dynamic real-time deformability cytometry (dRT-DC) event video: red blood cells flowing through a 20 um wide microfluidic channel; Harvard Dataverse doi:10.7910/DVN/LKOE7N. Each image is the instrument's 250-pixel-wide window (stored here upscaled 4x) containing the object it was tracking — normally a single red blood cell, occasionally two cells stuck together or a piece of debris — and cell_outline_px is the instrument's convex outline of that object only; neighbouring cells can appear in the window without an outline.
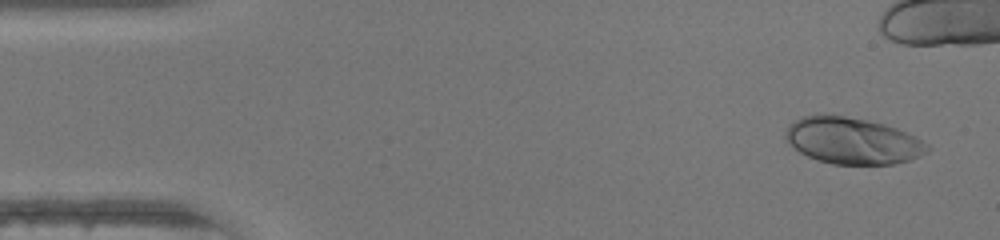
{"species": "human", "species_latin": "Homo sapiens", "temperature_condition": "warm", "stored_images_in_passage": 36, "camera_frame_rate_fps": 3000, "um_per_image_px": 0.085, "donor": {"sex": "female"}, "frame": {"image": 1, "passage_image": 2, "time_ms": 0.333, "image_size_px": [1000, 240], "cell_outline_px": [[932, 148], [928, 152], [908, 160], [892, 164], [832, 164], [816, 160], [800, 152], [784, 136], [784, 132], [788, 124], [804, 116], [844, 116], [868, 120], [884, 124], [896, 128], [916, 136], [928, 144]], "centroid_in_image_um": [72.49, 11.98], "position_along_channel_um": 12.5, "area_um2": 38.09}}
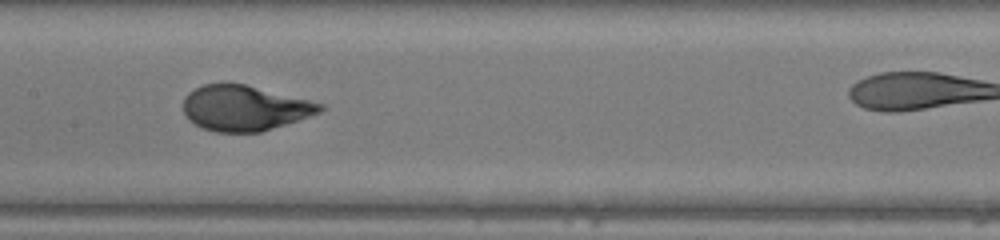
{"frame": {"image": 2, "passage_image": 22, "time_ms": 7.0, "image_size_px": [1000, 240], "cell_outline_px": [[324, 108], [320, 112], [260, 132], [216, 132], [204, 128], [188, 120], [184, 112], [184, 96], [188, 92], [204, 84], [244, 84], [324, 104]], "centroid_in_image_um": [20.75, 9.19], "position_along_channel_um": 186.7, "area_um2": 35.49}}
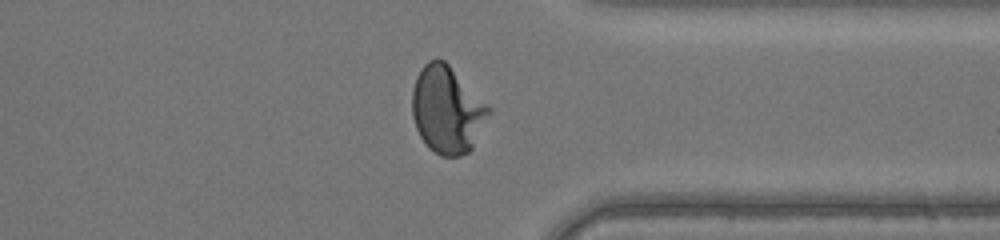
{"frame": {"image": 3, "passage_image": 35, "time_ms": 11.333, "image_size_px": [1000, 240], "cell_outline_px": [[492, 112], [472, 148], [468, 152], [460, 156], [440, 156], [428, 148], [420, 136], [416, 128], [412, 116], [412, 88], [416, 76], [420, 68], [428, 60], [444, 60], [492, 108]], "centroid_in_image_um": [38.0, 9.34], "position_along_channel_um": 373.4, "area_um2": 39.07}}